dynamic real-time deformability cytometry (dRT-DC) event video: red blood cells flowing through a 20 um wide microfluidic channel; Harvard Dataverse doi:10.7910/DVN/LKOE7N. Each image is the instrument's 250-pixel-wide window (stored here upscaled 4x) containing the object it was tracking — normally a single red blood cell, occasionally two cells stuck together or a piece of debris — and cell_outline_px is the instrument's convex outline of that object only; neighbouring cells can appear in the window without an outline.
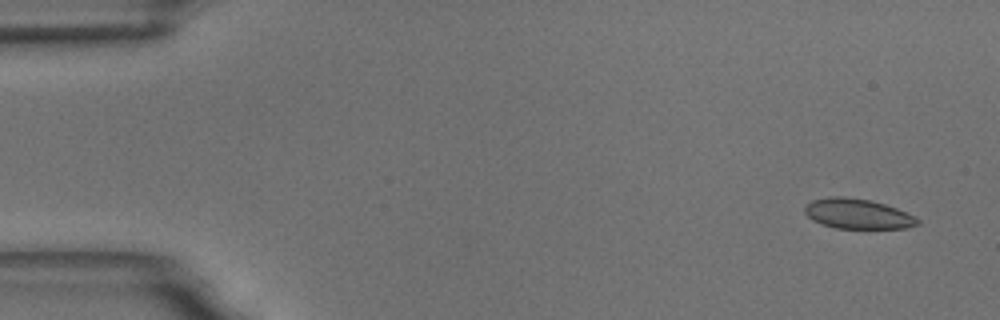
{"species": "common noctule bat (a hibernating species)", "species_latin": "Nyctalus noctula", "temperature_condition": "room temperature", "stored_images_in_passage": 5, "camera_frame_rate_fps": 3000, "um_per_image_px": 0.085, "animal": {"sex": "male", "body_mass_g": 18.8}, "frame": {"image": 1, "passage_image": 1, "time_ms": 0.0, "image_size_px": [1000, 320], "cell_outline_px": [[920, 224], [908, 228], [836, 228], [820, 224], [812, 220], [804, 212], [804, 204], [812, 200], [828, 196], [844, 196], [868, 200], [884, 204], [896, 208], [916, 216], [920, 220]], "centroid_in_image_um": [72.88, 18.17], "position_along_channel_um": 12.1, "area_um2": 19.94}}
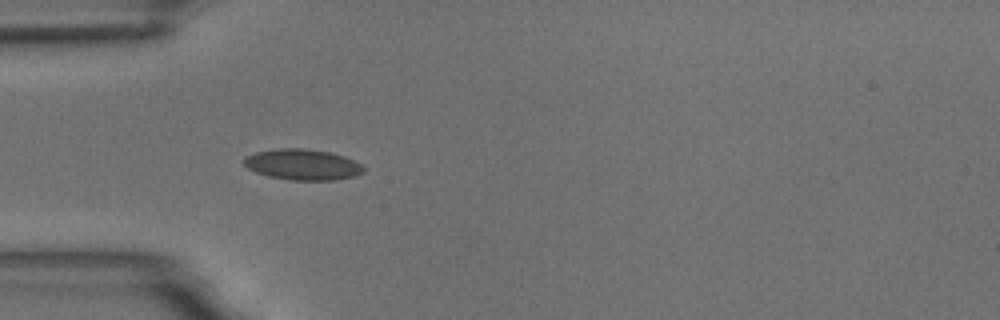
{"frame": {"image": 2, "passage_image": 5, "time_ms": 4.667, "image_size_px": [1000, 320], "cell_outline_px": [[364, 172], [356, 176], [336, 180], [288, 180], [268, 176], [256, 172], [248, 168], [240, 160], [244, 156], [256, 152], [280, 148], [304, 148], [328, 152], [344, 156], [360, 164], [364, 168]], "centroid_in_image_um": [25.68, 13.99], "position_along_channel_um": 59.3, "area_um2": 21.62}}